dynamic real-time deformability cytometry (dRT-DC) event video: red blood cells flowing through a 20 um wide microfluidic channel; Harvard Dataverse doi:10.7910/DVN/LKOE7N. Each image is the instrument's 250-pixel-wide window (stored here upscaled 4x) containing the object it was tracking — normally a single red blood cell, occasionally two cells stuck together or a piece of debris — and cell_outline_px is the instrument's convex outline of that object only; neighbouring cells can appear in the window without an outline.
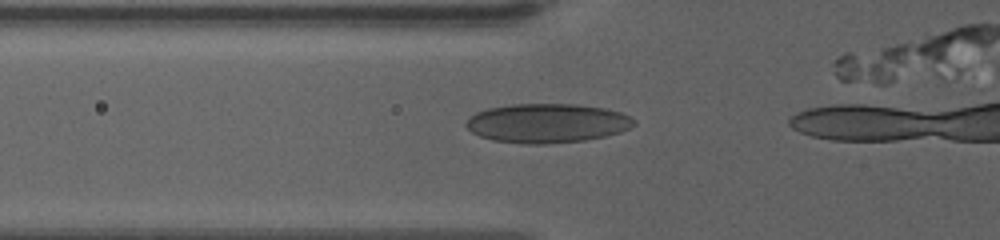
{"species": "human", "species_latin": "Homo sapiens", "temperature_condition": "warm", "stored_images_in_passage": 29, "camera_frame_rate_fps": 3000, "um_per_image_px": 0.085, "donor": {"sex": "female"}, "frame": {"image": 1, "passage_image": 3, "time_ms": 0.667, "image_size_px": [1000, 240], "cell_outline_px": [[636, 124], [620, 132], [604, 136], [584, 140], [548, 144], [524, 144], [492, 140], [480, 136], [472, 132], [464, 124], [468, 116], [476, 112], [488, 108], [512, 104], [576, 104], [604, 108], [620, 112], [636, 120]], "centroid_in_image_um": [46.47, 10.47], "position_along_channel_um": 79.3, "area_um2": 38.44}}
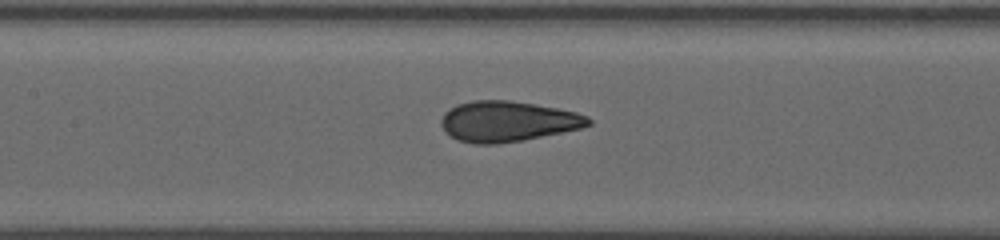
{"frame": {"image": 2, "passage_image": 10, "time_ms": 3.0, "image_size_px": [1000, 240], "cell_outline_px": [[592, 124], [580, 128], [524, 140], [496, 144], [476, 144], [456, 140], [444, 132], [440, 124], [440, 120], [444, 112], [456, 104], [472, 100], [508, 100], [556, 108], [576, 112], [588, 116], [592, 120]], "centroid_in_image_um": [43.1, 10.32], "position_along_channel_um": 164.3, "area_um2": 34.91}}
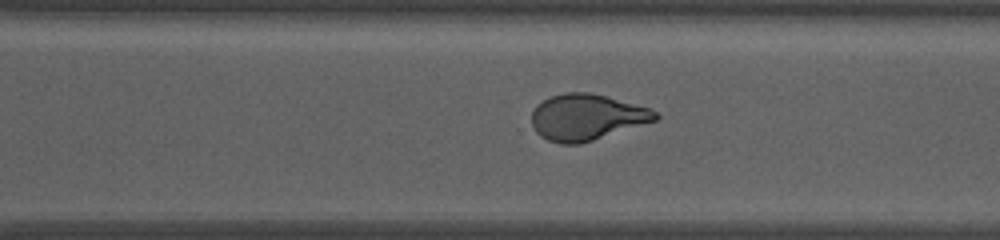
{"frame": {"image": 3, "passage_image": 23, "time_ms": 7.333, "image_size_px": [1000, 240], "cell_outline_px": [[660, 116], [656, 120], [580, 144], [560, 144], [548, 140], [540, 136], [536, 132], [532, 124], [532, 112], [536, 104], [552, 96], [564, 92], [588, 92], [652, 108]], "centroid_in_image_um": [49.85, 9.96], "position_along_channel_um": 320.8, "area_um2": 33.06}}